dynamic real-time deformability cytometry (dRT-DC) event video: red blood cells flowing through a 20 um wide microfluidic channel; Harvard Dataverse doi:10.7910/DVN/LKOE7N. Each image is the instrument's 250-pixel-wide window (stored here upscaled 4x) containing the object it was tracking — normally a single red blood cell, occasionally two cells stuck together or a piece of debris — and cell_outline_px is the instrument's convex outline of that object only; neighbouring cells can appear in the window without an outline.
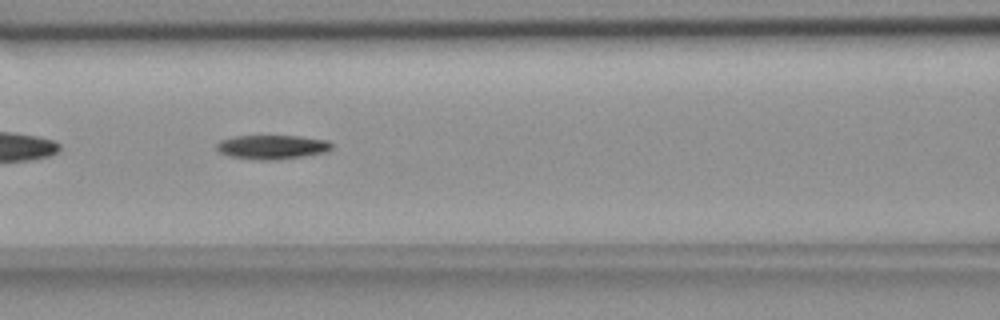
{"species": "common noctule bat (a hibernating species)", "species_latin": "Nyctalus noctula", "temperature_condition": "room temperature", "stored_images_in_passage": 39, "camera_frame_rate_fps": 3000, "um_per_image_px": 0.085, "animal": {"sex": "female", "body_mass_g": 18.4}, "frame": {"image": 1, "passage_image": 8, "time_ms": 2.333, "image_size_px": [1000, 320], "cell_outline_px": [[332, 148], [328, 152], [304, 156], [276, 160], [260, 160], [232, 156], [220, 152], [216, 148], [216, 144], [220, 140], [236, 136], [300, 136], [328, 140], [332, 144]], "centroid_in_image_um": [23.18, 12.49], "position_along_channel_um": 143.4, "area_um2": 16.18}}
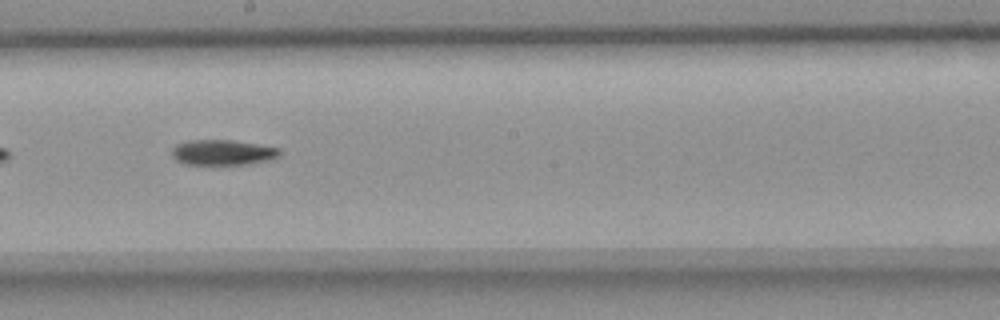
{"frame": {"image": 2, "passage_image": 15, "time_ms": 4.667, "image_size_px": [1000, 320], "cell_outline_px": [[280, 152], [272, 160], [248, 164], [184, 164], [176, 160], [172, 156], [172, 148], [176, 144], [188, 140], [232, 140], [280, 148]], "centroid_in_image_um": [18.9, 12.95], "position_along_channel_um": 229.3, "area_um2": 15.9}}
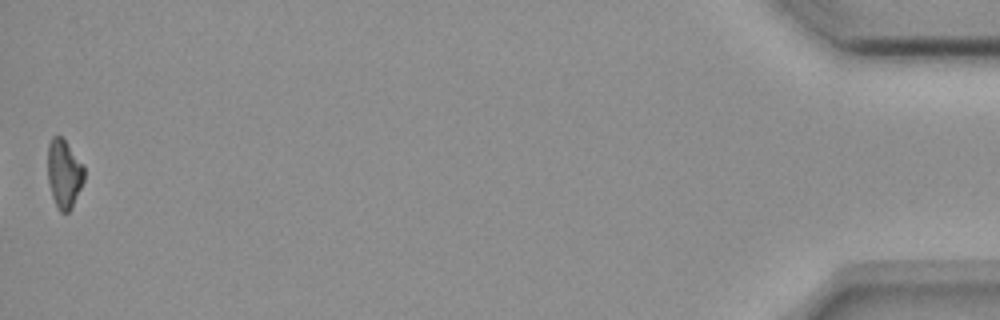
{"frame": {"image": 3, "passage_image": 39, "time_ms": 12.667, "image_size_px": [1000, 320], "cell_outline_px": [[84, 180], [72, 208], [68, 212], [60, 212], [52, 196], [48, 180], [48, 144], [52, 136], [60, 136], [64, 140], [84, 164]], "centroid_in_image_um": [5.45, 14.76], "position_along_channel_um": 429.7, "area_um2": 14.51}, "authors_computed_cell_mechanics": {"area_um2": 16.1262, "velocity_mm_per_s": 3.6999, "shape_relaxation_time_tau1_ms": 7.6381, "shape_relaxation_time_tau2_ms": null, "deformation_change_tau1": 0.1716, "deformation_change_tau2": null}}